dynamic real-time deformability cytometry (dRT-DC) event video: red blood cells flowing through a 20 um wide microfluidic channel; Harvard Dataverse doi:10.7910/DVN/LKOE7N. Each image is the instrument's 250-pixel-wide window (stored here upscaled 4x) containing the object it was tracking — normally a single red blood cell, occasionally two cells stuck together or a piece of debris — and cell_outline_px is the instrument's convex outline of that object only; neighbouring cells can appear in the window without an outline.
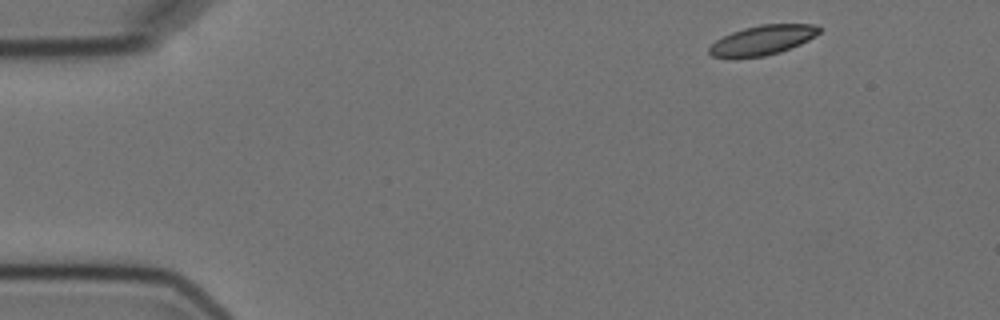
{"species": "Egyptian fruit bat (a non-hibernating species)", "species_latin": "Rousettus aegyptiacus", "temperature_condition": "cold", "stored_images_in_passage": 5, "camera_frame_rate_fps": 3000, "um_per_image_px": 0.085, "animal": {"sex": "female"}, "frame": {"image": 1, "passage_image": 1, "time_ms": 0.0, "image_size_px": [1000, 320], "cell_outline_px": [[820, 32], [816, 36], [800, 44], [780, 52], [764, 56], [712, 56], [708, 52], [708, 48], [716, 40], [732, 32], [744, 28], [760, 24], [816, 24], [820, 28]], "centroid_in_image_um": [64.86, 3.38], "position_along_channel_um": 20.1, "area_um2": 18.61}}
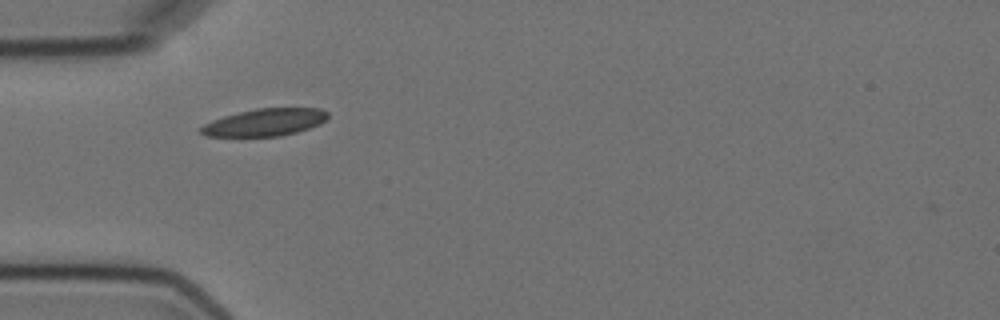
{"frame": {"image": 2, "passage_image": 4, "time_ms": 3.667, "image_size_px": [1000, 320], "cell_outline_px": [[328, 116], [320, 124], [296, 132], [280, 136], [204, 136], [200, 132], [200, 128], [204, 124], [212, 120], [224, 116], [256, 108], [320, 108], [328, 112]], "centroid_in_image_um": [22.51, 10.39], "position_along_channel_um": 62.5, "area_um2": 20.06}}
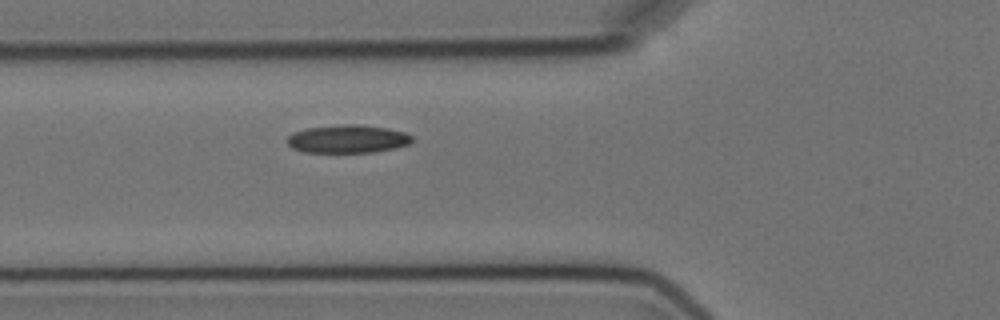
{"frame": {"image": 3, "passage_image": 5, "time_ms": 4.667, "image_size_px": [1000, 320], "cell_outline_px": [[412, 140], [408, 144], [376, 152], [304, 152], [292, 148], [288, 144], [288, 136], [292, 132], [308, 128], [344, 124], [360, 124], [388, 128], [404, 132], [412, 136]], "centroid_in_image_um": [29.54, 11.8], "position_along_channel_um": 96.3, "area_um2": 20.35}}